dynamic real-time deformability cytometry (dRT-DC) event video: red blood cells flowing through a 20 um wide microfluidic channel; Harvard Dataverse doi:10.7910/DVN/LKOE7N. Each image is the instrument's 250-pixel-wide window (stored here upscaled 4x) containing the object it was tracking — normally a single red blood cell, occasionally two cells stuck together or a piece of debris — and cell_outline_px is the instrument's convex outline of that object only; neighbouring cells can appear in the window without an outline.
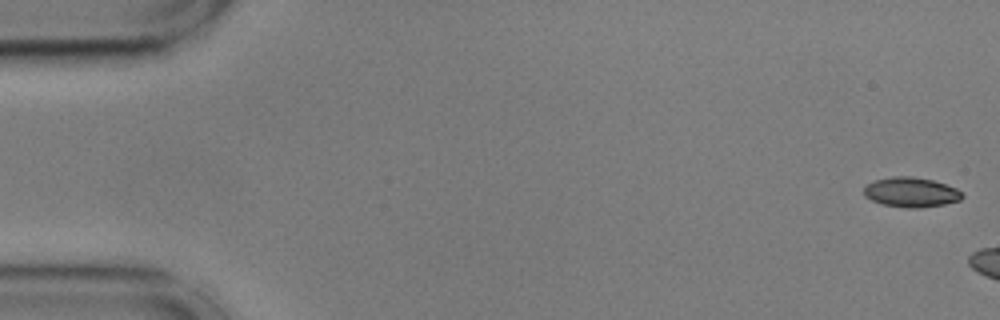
{"species": "common noctule bat (a hibernating species)", "species_latin": "Nyctalus noctula", "temperature_condition": "cold", "stored_images_in_passage": 11, "camera_frame_rate_fps": 3000, "um_per_image_px": 0.085, "animal": {"sex": "male", "body_mass_g": 17.9, "forearm_length_mm": 54.2}, "frame": {"image": 1, "passage_image": 1, "time_ms": 0.0, "image_size_px": [1000, 320], "cell_outline_px": [[964, 196], [960, 200], [944, 204], [920, 208], [908, 208], [884, 204], [872, 200], [864, 196], [864, 188], [868, 184], [876, 180], [892, 176], [912, 176], [932, 180], [956, 188]], "centroid_in_image_um": [77.44, 16.34], "position_along_channel_um": 7.6, "area_um2": 16.88}}